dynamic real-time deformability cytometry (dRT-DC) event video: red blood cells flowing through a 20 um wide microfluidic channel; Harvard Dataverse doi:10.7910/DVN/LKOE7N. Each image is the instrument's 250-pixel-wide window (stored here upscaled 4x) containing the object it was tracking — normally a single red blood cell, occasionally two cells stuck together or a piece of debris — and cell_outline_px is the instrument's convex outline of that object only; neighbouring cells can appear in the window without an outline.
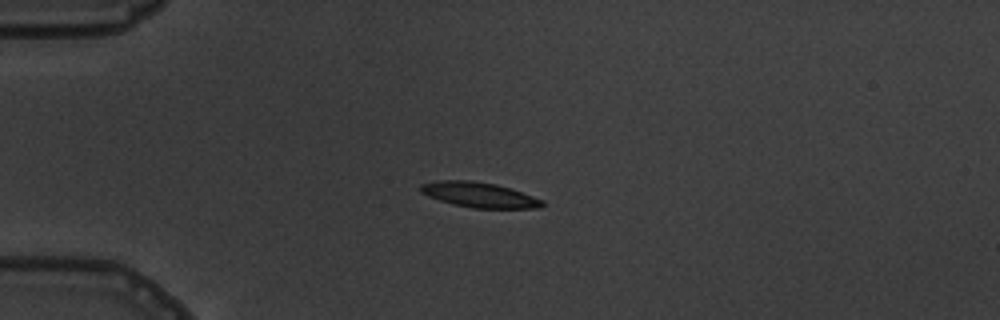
{"species": "common noctule bat (a hibernating species)", "species_latin": "Nyctalus noctula", "temperature_condition": "warm", "stored_images_in_passage": 10, "camera_frame_rate_fps": 3000, "um_per_image_px": 0.085, "animal": {"sex": "male", "body_mass_g": 19.5, "forearm_length_mm": 54.6}, "frame": {"image": 1, "passage_image": 4, "time_ms": 4.333, "image_size_px": [1000, 320], "cell_outline_px": [[544, 204], [540, 208], [472, 208], [452, 204], [428, 196], [420, 192], [420, 184], [436, 180], [472, 180], [496, 184], [544, 200]], "centroid_in_image_um": [40.69, 16.55], "position_along_channel_um": 44.3, "area_um2": 17.8}}
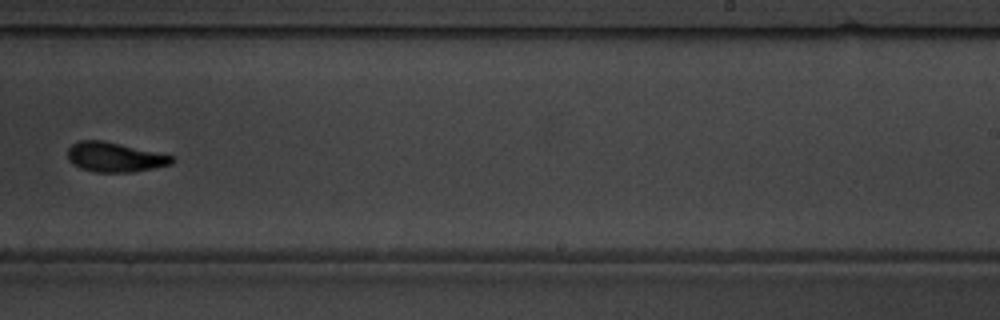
{"frame": {"image": 2, "passage_image": 10, "time_ms": 11.333, "image_size_px": [1000, 320], "cell_outline_px": [[176, 160], [172, 164], [132, 172], [96, 172], [80, 168], [72, 164], [68, 160], [68, 148], [72, 144], [80, 140], [104, 140], [176, 156]], "centroid_in_image_um": [9.77, 13.35], "position_along_channel_um": 279.2, "area_um2": 18.21}}